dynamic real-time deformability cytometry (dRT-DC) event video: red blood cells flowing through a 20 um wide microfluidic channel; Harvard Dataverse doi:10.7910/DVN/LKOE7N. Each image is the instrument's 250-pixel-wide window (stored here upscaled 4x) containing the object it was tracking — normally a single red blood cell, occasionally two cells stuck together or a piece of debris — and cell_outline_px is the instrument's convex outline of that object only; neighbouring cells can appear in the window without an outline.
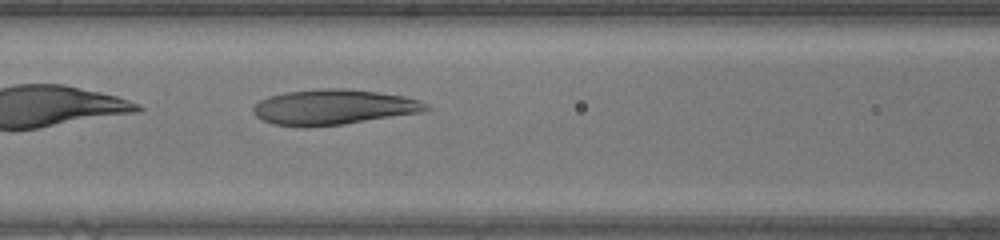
{"species": "human", "species_latin": "Homo sapiens", "temperature_condition": "warm", "stored_images_in_passage": 28, "camera_frame_rate_fps": 3000, "um_per_image_px": 0.085, "donor": {"sex": "female"}, "frame": {"image": 1, "passage_image": 6, "time_ms": 1.667, "image_size_px": [1000, 240], "cell_outline_px": [[432, 108], [420, 112], [344, 124], [308, 128], [304, 128], [272, 124], [256, 116], [252, 112], [252, 108], [260, 100], [268, 96], [284, 92], [320, 88], [344, 88], [376, 92], [404, 96], [420, 100], [428, 104]], "centroid_in_image_um": [28.31, 9.11], "position_along_channel_um": 138.3, "area_um2": 35.78}}
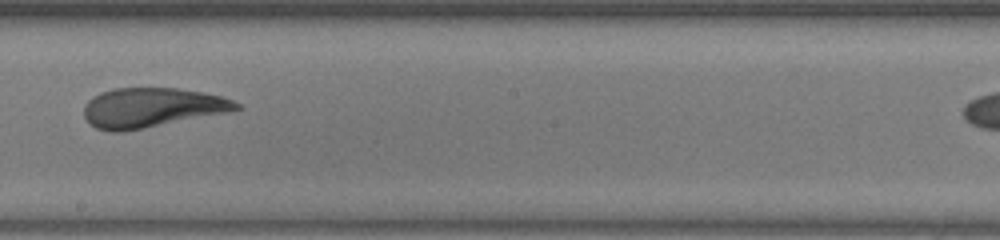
{"frame": {"image": 2, "passage_image": 13, "time_ms": 4.0, "image_size_px": [1000, 240], "cell_outline_px": [[244, 108], [232, 112], [124, 132], [108, 132], [96, 128], [88, 124], [84, 116], [84, 104], [92, 96], [100, 92], [112, 88], [176, 88], [204, 92], [220, 96], [232, 100], [240, 104]], "centroid_in_image_um": [12.89, 9.16], "position_along_channel_um": 235.3, "area_um2": 35.78}}
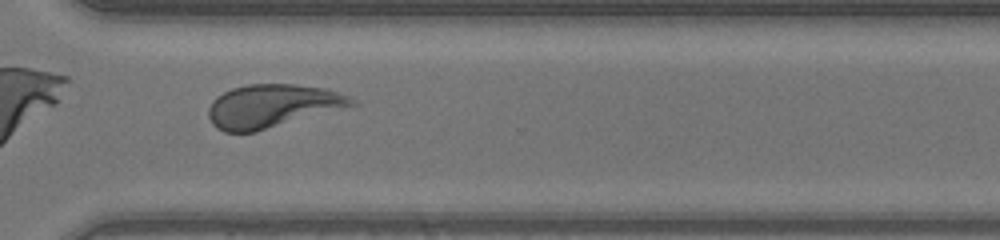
{"frame": {"image": 3, "passage_image": 21, "time_ms": 6.667, "image_size_px": [1000, 240], "cell_outline_px": [[360, 104], [256, 132], [224, 132], [216, 128], [212, 124], [208, 116], [208, 108], [212, 100], [216, 96], [232, 88], [248, 84], [296, 84], [328, 88], [348, 96], [356, 100]], "centroid_in_image_um": [23.15, 9.01], "position_along_channel_um": 347.4, "area_um2": 36.47}}